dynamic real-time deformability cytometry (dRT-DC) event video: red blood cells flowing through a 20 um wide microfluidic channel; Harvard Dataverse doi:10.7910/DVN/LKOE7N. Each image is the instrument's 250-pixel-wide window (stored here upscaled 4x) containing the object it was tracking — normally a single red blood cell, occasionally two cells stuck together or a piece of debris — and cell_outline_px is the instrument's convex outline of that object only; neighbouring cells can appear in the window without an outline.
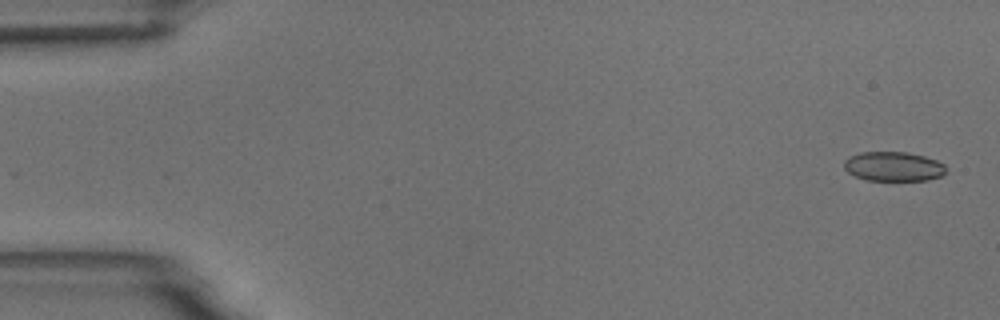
{"species": "common noctule bat (a hibernating species)", "species_latin": "Nyctalus noctula", "temperature_condition": "room temperature", "stored_images_in_passage": 5, "camera_frame_rate_fps": 3000, "um_per_image_px": 0.085, "animal": {"sex": "male", "body_mass_g": 18.8}, "frame": {"image": 1, "passage_image": 1, "time_ms": 0.0, "image_size_px": [1000, 320], "cell_outline_px": [[948, 168], [940, 176], [928, 180], [868, 180], [856, 176], [848, 172], [844, 168], [844, 160], [860, 152], [908, 152], [924, 156], [936, 160], [944, 164]], "centroid_in_image_um": [75.96, 14.14], "position_along_channel_um": 9.0, "area_um2": 17.4}}
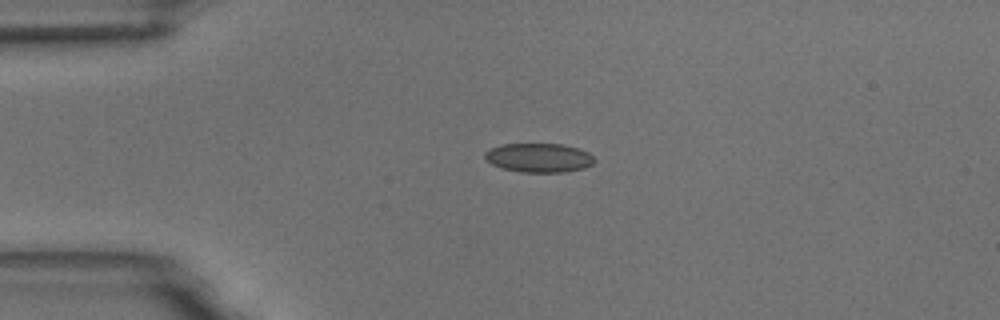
{"frame": {"image": 2, "passage_image": 4, "time_ms": 3.667, "image_size_px": [1000, 320], "cell_outline_px": [[596, 160], [592, 164], [584, 168], [564, 172], [520, 172], [504, 168], [492, 164], [484, 156], [484, 152], [488, 148], [500, 144], [560, 144], [576, 148], [588, 152]], "centroid_in_image_um": [45.78, 13.4], "position_along_channel_um": 39.2, "area_um2": 18.5}}